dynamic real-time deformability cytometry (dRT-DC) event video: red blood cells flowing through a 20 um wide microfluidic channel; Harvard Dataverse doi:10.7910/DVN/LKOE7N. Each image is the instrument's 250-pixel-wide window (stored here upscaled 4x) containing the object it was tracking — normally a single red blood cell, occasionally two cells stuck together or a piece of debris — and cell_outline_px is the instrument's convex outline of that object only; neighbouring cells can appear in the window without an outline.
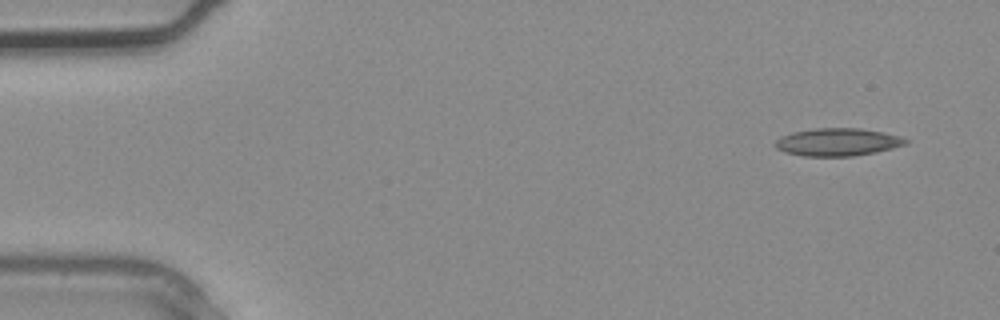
{"species": "common noctule bat (a hibernating species)", "species_latin": "Nyctalus noctula", "temperature_condition": "warm", "stored_images_in_passage": 4, "camera_frame_rate_fps": 3000, "um_per_image_px": 0.085, "animal": {"sex": "male", "body_mass_g": 20.4}, "frame": {"image": 1, "passage_image": 1, "time_ms": 0.0, "image_size_px": [1000, 320], "cell_outline_px": [[912, 140], [908, 144], [876, 152], [852, 156], [804, 156], [784, 152], [776, 148], [776, 140], [780, 136], [792, 132], [816, 128], [860, 128], [884, 132], [900, 136]], "centroid_in_image_um": [71.24, 12.07], "position_along_channel_um": 13.8, "area_um2": 21.21}}
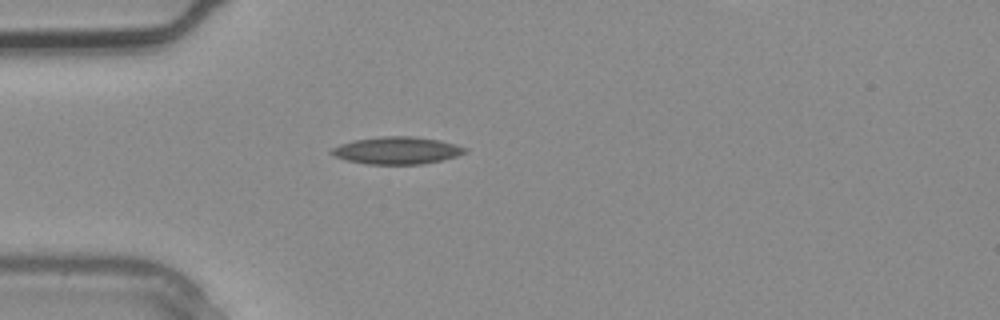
{"frame": {"image": 2, "passage_image": 3, "time_ms": 0.667, "image_size_px": [1000, 320], "cell_outline_px": [[468, 152], [456, 156], [424, 164], [368, 164], [348, 160], [336, 156], [328, 152], [332, 148], [340, 144], [352, 140], [380, 136], [416, 136], [440, 140], [456, 144], [468, 148]], "centroid_in_image_um": [33.76, 12.77], "position_along_channel_um": 51.2, "area_um2": 21.33}}